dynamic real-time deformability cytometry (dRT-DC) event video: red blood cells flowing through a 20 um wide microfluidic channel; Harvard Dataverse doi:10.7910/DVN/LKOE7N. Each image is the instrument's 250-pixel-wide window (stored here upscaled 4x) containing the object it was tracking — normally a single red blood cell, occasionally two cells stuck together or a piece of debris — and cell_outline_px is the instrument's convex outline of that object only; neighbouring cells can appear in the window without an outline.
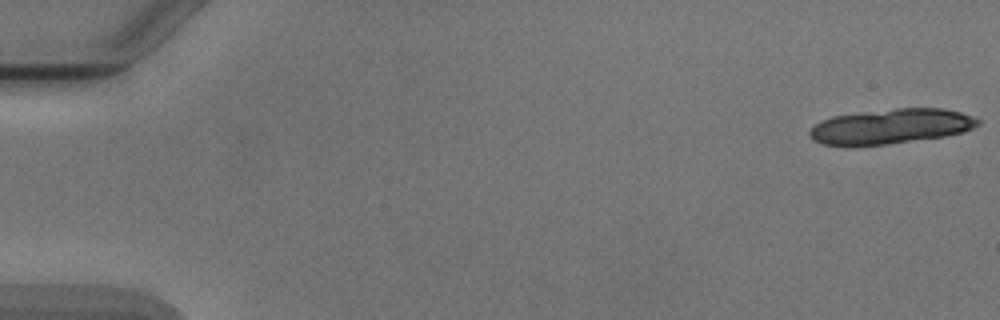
{"species": "Egyptian fruit bat (a non-hibernating species)", "species_latin": "Rousettus aegyptiacus", "temperature_condition": "cold", "stored_images_in_passage": 6, "camera_frame_rate_fps": 3000, "um_per_image_px": 0.085, "animal": {"sex": "male"}, "frame": {"image": 1, "passage_image": 1, "time_ms": 0.0, "image_size_px": [1000, 320], "cell_outline_px": [[980, 124], [964, 132], [944, 136], [884, 144], [824, 144], [812, 140], [808, 136], [808, 132], [820, 120], [832, 116], [896, 108], [944, 108], [960, 112], [972, 116], [980, 120]], "centroid_in_image_um": [75.75, 10.72], "position_along_channel_um": 9.3, "area_um2": 33.76}}